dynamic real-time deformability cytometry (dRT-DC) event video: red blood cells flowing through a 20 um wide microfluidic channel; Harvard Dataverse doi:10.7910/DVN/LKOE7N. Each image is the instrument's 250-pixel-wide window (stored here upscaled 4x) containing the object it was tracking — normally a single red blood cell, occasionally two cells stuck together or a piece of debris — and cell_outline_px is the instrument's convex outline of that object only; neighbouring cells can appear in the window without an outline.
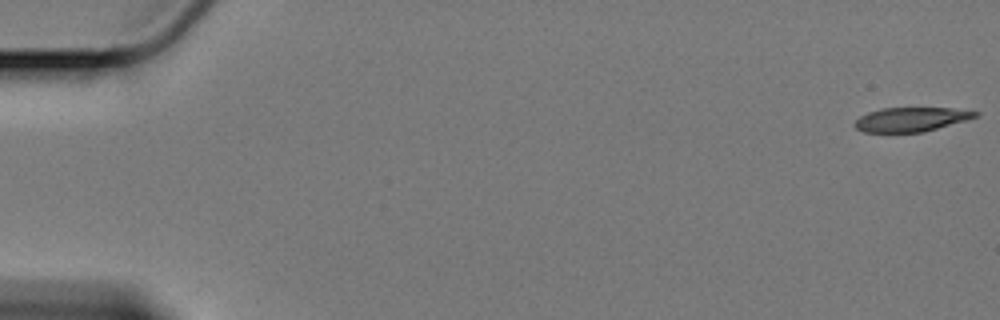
{"species": "Egyptian fruit bat (a non-hibernating species)", "species_latin": "Rousettus aegyptiacus", "temperature_condition": "cold", "stored_images_in_passage": 60, "camera_frame_rate_fps": 3000, "um_per_image_px": 0.085, "animal": {"sex": "female"}, "frame": {"image": 1, "passage_image": 1, "time_ms": 0.0, "image_size_px": [1000, 320], "cell_outline_px": [[980, 116], [968, 120], [924, 132], [864, 132], [856, 128], [852, 124], [860, 116], [868, 112], [880, 108], [952, 108], [980, 112]], "centroid_in_image_um": [77.47, 10.15], "position_along_channel_um": 7.5, "area_um2": 17.17}}
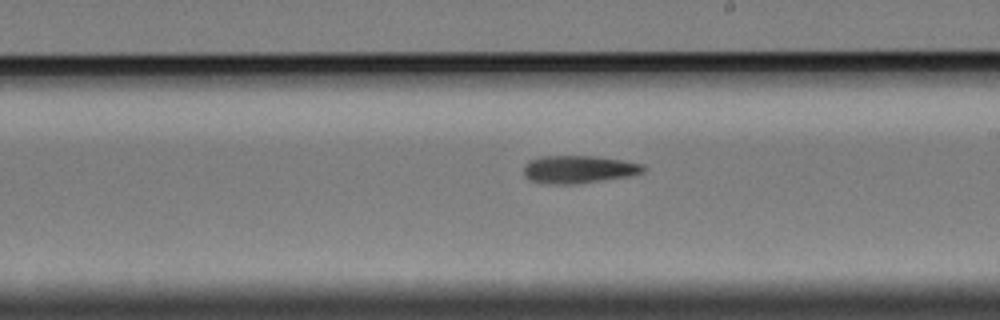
{"frame": {"image": 2, "passage_image": 35, "time_ms": 11.333, "image_size_px": [1000, 320], "cell_outline_px": [[648, 168], [644, 172], [628, 176], [572, 184], [548, 184], [528, 180], [524, 176], [524, 164], [528, 160], [540, 156], [596, 156], [624, 160], [644, 164]], "centroid_in_image_um": [49.17, 14.38], "position_along_channel_um": 239.8, "area_um2": 19.54}}
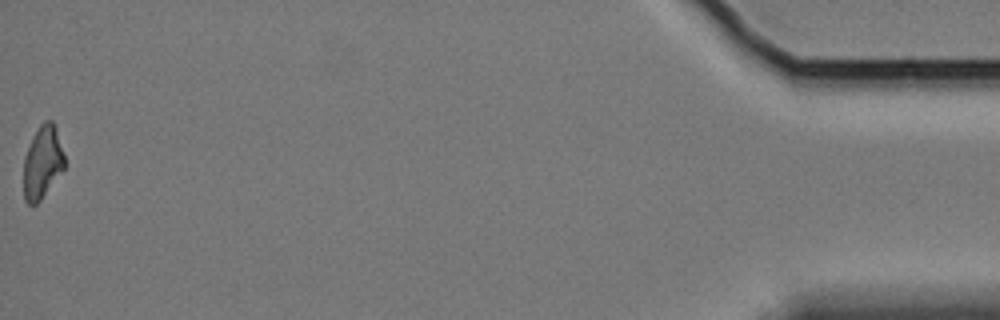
{"frame": {"image": 3, "passage_image": 60, "time_ms": 19.667, "image_size_px": [1000, 320], "cell_outline_px": [[64, 168], [40, 200], [36, 204], [28, 204], [24, 200], [24, 156], [32, 136], [40, 124], [44, 120], [52, 120], [56, 128], [64, 156]], "centroid_in_image_um": [3.59, 13.77], "position_along_channel_um": 431.6, "area_um2": 17.17}}